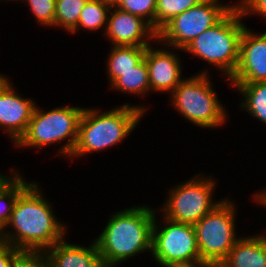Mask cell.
<instances>
[{
  "label": "cell",
  "instance_id": "22",
  "mask_svg": "<svg viewBox=\"0 0 266 267\" xmlns=\"http://www.w3.org/2000/svg\"><path fill=\"white\" fill-rule=\"evenodd\" d=\"M88 0H56L54 28L68 34L77 26L82 9Z\"/></svg>",
  "mask_w": 266,
  "mask_h": 267
},
{
  "label": "cell",
  "instance_id": "15",
  "mask_svg": "<svg viewBox=\"0 0 266 267\" xmlns=\"http://www.w3.org/2000/svg\"><path fill=\"white\" fill-rule=\"evenodd\" d=\"M65 239L45 251L51 267H104L93 239L87 246Z\"/></svg>",
  "mask_w": 266,
  "mask_h": 267
},
{
  "label": "cell",
  "instance_id": "31",
  "mask_svg": "<svg viewBox=\"0 0 266 267\" xmlns=\"http://www.w3.org/2000/svg\"><path fill=\"white\" fill-rule=\"evenodd\" d=\"M163 267H212L205 262L187 263V264H172Z\"/></svg>",
  "mask_w": 266,
  "mask_h": 267
},
{
  "label": "cell",
  "instance_id": "29",
  "mask_svg": "<svg viewBox=\"0 0 266 267\" xmlns=\"http://www.w3.org/2000/svg\"><path fill=\"white\" fill-rule=\"evenodd\" d=\"M257 191L252 194V201L256 202L257 206L260 205L262 208H266V188Z\"/></svg>",
  "mask_w": 266,
  "mask_h": 267
},
{
  "label": "cell",
  "instance_id": "2",
  "mask_svg": "<svg viewBox=\"0 0 266 267\" xmlns=\"http://www.w3.org/2000/svg\"><path fill=\"white\" fill-rule=\"evenodd\" d=\"M150 206L132 205L109 215L103 230L94 238L104 267H118L145 252L151 254L157 208Z\"/></svg>",
  "mask_w": 266,
  "mask_h": 267
},
{
  "label": "cell",
  "instance_id": "14",
  "mask_svg": "<svg viewBox=\"0 0 266 267\" xmlns=\"http://www.w3.org/2000/svg\"><path fill=\"white\" fill-rule=\"evenodd\" d=\"M245 27L240 39L239 62L229 83L266 82V31Z\"/></svg>",
  "mask_w": 266,
  "mask_h": 267
},
{
  "label": "cell",
  "instance_id": "7",
  "mask_svg": "<svg viewBox=\"0 0 266 267\" xmlns=\"http://www.w3.org/2000/svg\"><path fill=\"white\" fill-rule=\"evenodd\" d=\"M195 174L189 180L171 186L165 195V202L159 207L162 213L170 220L184 224L195 225L206 214L214 210L225 199L215 200L217 180L214 175ZM160 211V212H159Z\"/></svg>",
  "mask_w": 266,
  "mask_h": 267
},
{
  "label": "cell",
  "instance_id": "13",
  "mask_svg": "<svg viewBox=\"0 0 266 267\" xmlns=\"http://www.w3.org/2000/svg\"><path fill=\"white\" fill-rule=\"evenodd\" d=\"M112 46L147 47L155 44L158 33L141 17L112 6L103 33Z\"/></svg>",
  "mask_w": 266,
  "mask_h": 267
},
{
  "label": "cell",
  "instance_id": "23",
  "mask_svg": "<svg viewBox=\"0 0 266 267\" xmlns=\"http://www.w3.org/2000/svg\"><path fill=\"white\" fill-rule=\"evenodd\" d=\"M203 0H157L155 31L158 33L176 15L199 4Z\"/></svg>",
  "mask_w": 266,
  "mask_h": 267
},
{
  "label": "cell",
  "instance_id": "17",
  "mask_svg": "<svg viewBox=\"0 0 266 267\" xmlns=\"http://www.w3.org/2000/svg\"><path fill=\"white\" fill-rule=\"evenodd\" d=\"M147 47L139 46H111L106 62L108 87L120 77L122 73L132 70L143 59Z\"/></svg>",
  "mask_w": 266,
  "mask_h": 267
},
{
  "label": "cell",
  "instance_id": "19",
  "mask_svg": "<svg viewBox=\"0 0 266 267\" xmlns=\"http://www.w3.org/2000/svg\"><path fill=\"white\" fill-rule=\"evenodd\" d=\"M112 90L120 92L121 94H128L131 96H138V98L146 97L150 93V83L148 68L143 59L137 66L133 67L132 70L122 73L111 86ZM146 95V96H145Z\"/></svg>",
  "mask_w": 266,
  "mask_h": 267
},
{
  "label": "cell",
  "instance_id": "10",
  "mask_svg": "<svg viewBox=\"0 0 266 267\" xmlns=\"http://www.w3.org/2000/svg\"><path fill=\"white\" fill-rule=\"evenodd\" d=\"M223 0H203L176 15L159 32L158 40L168 47L184 50L196 37L217 24L235 5Z\"/></svg>",
  "mask_w": 266,
  "mask_h": 267
},
{
  "label": "cell",
  "instance_id": "8",
  "mask_svg": "<svg viewBox=\"0 0 266 267\" xmlns=\"http://www.w3.org/2000/svg\"><path fill=\"white\" fill-rule=\"evenodd\" d=\"M228 198L194 225L200 261L212 267H219L240 238L235 223L237 203Z\"/></svg>",
  "mask_w": 266,
  "mask_h": 267
},
{
  "label": "cell",
  "instance_id": "21",
  "mask_svg": "<svg viewBox=\"0 0 266 267\" xmlns=\"http://www.w3.org/2000/svg\"><path fill=\"white\" fill-rule=\"evenodd\" d=\"M23 178L20 170L15 176L0 190V228L3 230L8 224L11 213L18 196L32 183Z\"/></svg>",
  "mask_w": 266,
  "mask_h": 267
},
{
  "label": "cell",
  "instance_id": "24",
  "mask_svg": "<svg viewBox=\"0 0 266 267\" xmlns=\"http://www.w3.org/2000/svg\"><path fill=\"white\" fill-rule=\"evenodd\" d=\"M157 0H118L116 7L141 17L155 30Z\"/></svg>",
  "mask_w": 266,
  "mask_h": 267
},
{
  "label": "cell",
  "instance_id": "9",
  "mask_svg": "<svg viewBox=\"0 0 266 267\" xmlns=\"http://www.w3.org/2000/svg\"><path fill=\"white\" fill-rule=\"evenodd\" d=\"M157 214L158 210L154 218L150 254L155 263L163 267L201 262L194 225L170 220L161 213L160 220Z\"/></svg>",
  "mask_w": 266,
  "mask_h": 267
},
{
  "label": "cell",
  "instance_id": "30",
  "mask_svg": "<svg viewBox=\"0 0 266 267\" xmlns=\"http://www.w3.org/2000/svg\"><path fill=\"white\" fill-rule=\"evenodd\" d=\"M17 172L18 170H16V168L14 169L13 167L12 169H10L9 175L8 174L6 175L5 173L0 172V190L15 176Z\"/></svg>",
  "mask_w": 266,
  "mask_h": 267
},
{
  "label": "cell",
  "instance_id": "34",
  "mask_svg": "<svg viewBox=\"0 0 266 267\" xmlns=\"http://www.w3.org/2000/svg\"><path fill=\"white\" fill-rule=\"evenodd\" d=\"M4 242L3 230L0 228V243Z\"/></svg>",
  "mask_w": 266,
  "mask_h": 267
},
{
  "label": "cell",
  "instance_id": "33",
  "mask_svg": "<svg viewBox=\"0 0 266 267\" xmlns=\"http://www.w3.org/2000/svg\"><path fill=\"white\" fill-rule=\"evenodd\" d=\"M8 77H9V76L0 73V86L4 83V81H5Z\"/></svg>",
  "mask_w": 266,
  "mask_h": 267
},
{
  "label": "cell",
  "instance_id": "11",
  "mask_svg": "<svg viewBox=\"0 0 266 267\" xmlns=\"http://www.w3.org/2000/svg\"><path fill=\"white\" fill-rule=\"evenodd\" d=\"M156 44L158 45L155 47L153 44L147 46L144 55L148 68L150 93L171 94L185 78L182 73L184 70L183 63L179 57L180 55L176 53L177 51L178 53L179 51L183 52V50L168 48V46L161 44L159 40L156 41Z\"/></svg>",
  "mask_w": 266,
  "mask_h": 267
},
{
  "label": "cell",
  "instance_id": "6",
  "mask_svg": "<svg viewBox=\"0 0 266 267\" xmlns=\"http://www.w3.org/2000/svg\"><path fill=\"white\" fill-rule=\"evenodd\" d=\"M209 74L210 70L204 68L203 71L184 78L168 96L171 108L179 112L181 117L208 130L222 127L229 119L228 110L218 98Z\"/></svg>",
  "mask_w": 266,
  "mask_h": 267
},
{
  "label": "cell",
  "instance_id": "4",
  "mask_svg": "<svg viewBox=\"0 0 266 267\" xmlns=\"http://www.w3.org/2000/svg\"><path fill=\"white\" fill-rule=\"evenodd\" d=\"M84 109L85 107L78 105H61L47 110L37 104L26 132L12 147L41 150L45 149L43 147H52L66 141L60 145L55 154L70 158L77 142L79 123Z\"/></svg>",
  "mask_w": 266,
  "mask_h": 267
},
{
  "label": "cell",
  "instance_id": "18",
  "mask_svg": "<svg viewBox=\"0 0 266 267\" xmlns=\"http://www.w3.org/2000/svg\"><path fill=\"white\" fill-rule=\"evenodd\" d=\"M228 84L239 96L242 95L238 104L241 110L266 125V82Z\"/></svg>",
  "mask_w": 266,
  "mask_h": 267
},
{
  "label": "cell",
  "instance_id": "25",
  "mask_svg": "<svg viewBox=\"0 0 266 267\" xmlns=\"http://www.w3.org/2000/svg\"><path fill=\"white\" fill-rule=\"evenodd\" d=\"M25 3L35 17L36 23L44 28H54L56 0H14Z\"/></svg>",
  "mask_w": 266,
  "mask_h": 267
},
{
  "label": "cell",
  "instance_id": "20",
  "mask_svg": "<svg viewBox=\"0 0 266 267\" xmlns=\"http://www.w3.org/2000/svg\"><path fill=\"white\" fill-rule=\"evenodd\" d=\"M110 9L111 6L106 3L88 0L81 11L77 26L69 34H76L80 30L87 32L104 30L105 33Z\"/></svg>",
  "mask_w": 266,
  "mask_h": 267
},
{
  "label": "cell",
  "instance_id": "16",
  "mask_svg": "<svg viewBox=\"0 0 266 267\" xmlns=\"http://www.w3.org/2000/svg\"><path fill=\"white\" fill-rule=\"evenodd\" d=\"M219 267H266V232L241 236Z\"/></svg>",
  "mask_w": 266,
  "mask_h": 267
},
{
  "label": "cell",
  "instance_id": "12",
  "mask_svg": "<svg viewBox=\"0 0 266 267\" xmlns=\"http://www.w3.org/2000/svg\"><path fill=\"white\" fill-rule=\"evenodd\" d=\"M9 77L0 86V131L16 144L26 132L37 105L31 97H22Z\"/></svg>",
  "mask_w": 266,
  "mask_h": 267
},
{
  "label": "cell",
  "instance_id": "1",
  "mask_svg": "<svg viewBox=\"0 0 266 267\" xmlns=\"http://www.w3.org/2000/svg\"><path fill=\"white\" fill-rule=\"evenodd\" d=\"M49 200L34 180L16 200L3 229L4 242L20 251L45 252L68 235L67 224L57 218Z\"/></svg>",
  "mask_w": 266,
  "mask_h": 267
},
{
  "label": "cell",
  "instance_id": "27",
  "mask_svg": "<svg viewBox=\"0 0 266 267\" xmlns=\"http://www.w3.org/2000/svg\"><path fill=\"white\" fill-rule=\"evenodd\" d=\"M236 5L241 10L243 17H262L266 21V0H238Z\"/></svg>",
  "mask_w": 266,
  "mask_h": 267
},
{
  "label": "cell",
  "instance_id": "3",
  "mask_svg": "<svg viewBox=\"0 0 266 267\" xmlns=\"http://www.w3.org/2000/svg\"><path fill=\"white\" fill-rule=\"evenodd\" d=\"M149 107L144 104L124 103L110 110L85 107L78 129V138L70 159L101 152L122 143L146 116ZM76 158V159H75Z\"/></svg>",
  "mask_w": 266,
  "mask_h": 267
},
{
  "label": "cell",
  "instance_id": "5",
  "mask_svg": "<svg viewBox=\"0 0 266 267\" xmlns=\"http://www.w3.org/2000/svg\"><path fill=\"white\" fill-rule=\"evenodd\" d=\"M243 14L235 5L217 24L196 37L184 50L207 62L227 81L233 76L238 62L240 39L244 28Z\"/></svg>",
  "mask_w": 266,
  "mask_h": 267
},
{
  "label": "cell",
  "instance_id": "32",
  "mask_svg": "<svg viewBox=\"0 0 266 267\" xmlns=\"http://www.w3.org/2000/svg\"><path fill=\"white\" fill-rule=\"evenodd\" d=\"M96 1L106 3V4L110 5L111 7L116 6V4L118 2V0H96Z\"/></svg>",
  "mask_w": 266,
  "mask_h": 267
},
{
  "label": "cell",
  "instance_id": "35",
  "mask_svg": "<svg viewBox=\"0 0 266 267\" xmlns=\"http://www.w3.org/2000/svg\"><path fill=\"white\" fill-rule=\"evenodd\" d=\"M2 1H3V0H0V3H1ZM4 1H8V2H10V1L12 2V1H13V2H14V0H4Z\"/></svg>",
  "mask_w": 266,
  "mask_h": 267
},
{
  "label": "cell",
  "instance_id": "26",
  "mask_svg": "<svg viewBox=\"0 0 266 267\" xmlns=\"http://www.w3.org/2000/svg\"><path fill=\"white\" fill-rule=\"evenodd\" d=\"M12 267H51L45 252L21 251Z\"/></svg>",
  "mask_w": 266,
  "mask_h": 267
},
{
  "label": "cell",
  "instance_id": "28",
  "mask_svg": "<svg viewBox=\"0 0 266 267\" xmlns=\"http://www.w3.org/2000/svg\"><path fill=\"white\" fill-rule=\"evenodd\" d=\"M20 252V250L8 243H0V267H12L15 258Z\"/></svg>",
  "mask_w": 266,
  "mask_h": 267
}]
</instances>
